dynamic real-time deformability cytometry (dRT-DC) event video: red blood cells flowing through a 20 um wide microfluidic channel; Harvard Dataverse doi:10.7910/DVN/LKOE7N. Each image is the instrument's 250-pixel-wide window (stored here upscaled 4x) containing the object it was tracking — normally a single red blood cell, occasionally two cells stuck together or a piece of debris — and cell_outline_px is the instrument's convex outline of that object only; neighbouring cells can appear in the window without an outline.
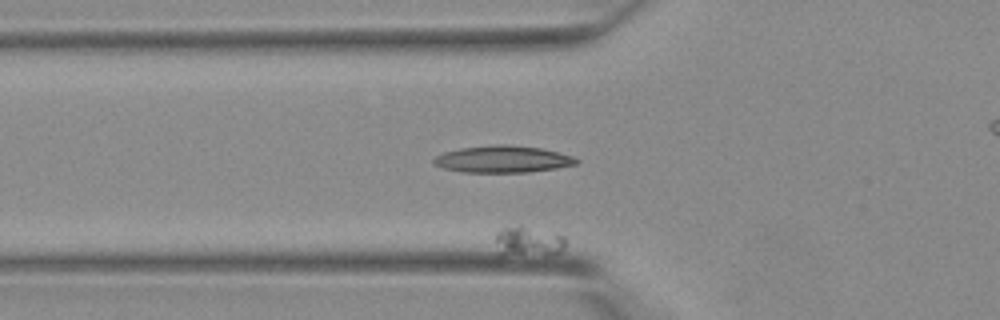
{"species": "Egyptian fruit bat (a non-hibernating species)", "species_latin": "Rousettus aegyptiacus", "temperature_condition": "warm", "stored_images_in_passage": 22, "camera_frame_rate_fps": 3000, "um_per_image_px": 0.085, "animal": {"sex": "female"}, "frame": {"image": 1, "passage_image": 6, "time_ms": 1.667, "image_size_px": [1000, 320], "cell_outline_px": [[568, 240], [564, 248], [560, 252], [500, 256], [496, 240], [496, 232], [500, 228], [516, 224], [524, 224], [564, 236]], "centroid_in_image_um": [44.88, 20.46], "position_along_channel_um": 80.9, "area_um2": 12.48}}
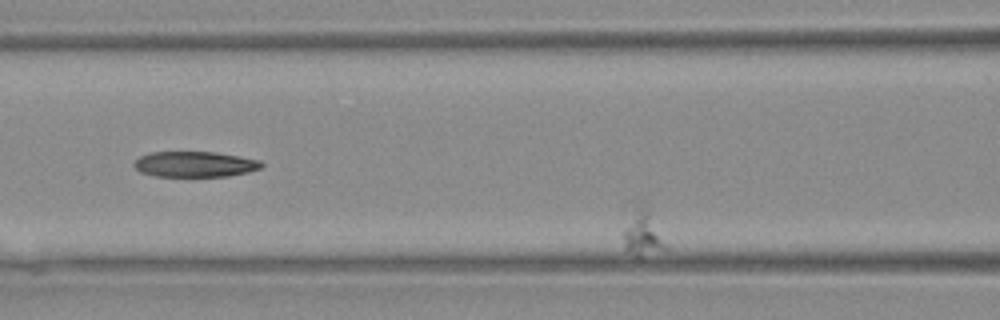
{"frame": {"image": 2, "passage_image": 10, "time_ms": 3.0, "image_size_px": [1000, 320], "cell_outline_px": [[668, 248], [640, 260], [624, 252], [624, 232], [636, 196], [644, 200]], "centroid_in_image_um": [54.6, 19.79], "position_along_channel_um": 112.0, "area_um2": 12.14}}
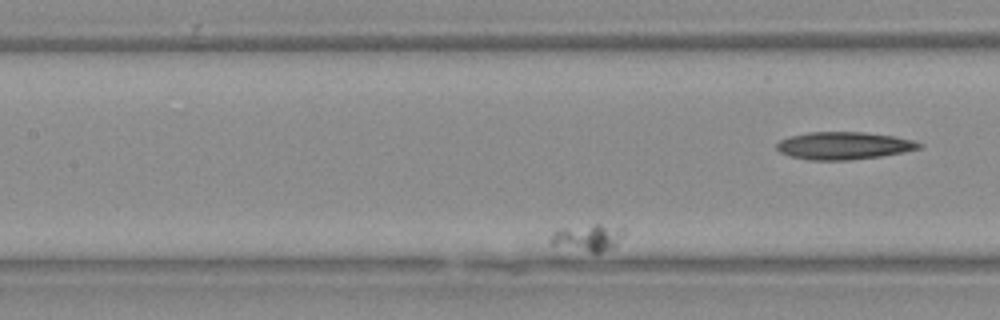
{"frame": {"image": 3, "passage_image": 15, "time_ms": 4.667, "image_size_px": [1000, 320], "cell_outline_px": [[624, 236], [616, 248], [600, 252], [588, 252], [552, 244], [548, 240], [552, 232], [560, 228], [592, 224], [600, 224], [624, 228]], "centroid_in_image_um": [50.01, 20.19], "position_along_channel_um": 157.4, "area_um2": 11.73}}